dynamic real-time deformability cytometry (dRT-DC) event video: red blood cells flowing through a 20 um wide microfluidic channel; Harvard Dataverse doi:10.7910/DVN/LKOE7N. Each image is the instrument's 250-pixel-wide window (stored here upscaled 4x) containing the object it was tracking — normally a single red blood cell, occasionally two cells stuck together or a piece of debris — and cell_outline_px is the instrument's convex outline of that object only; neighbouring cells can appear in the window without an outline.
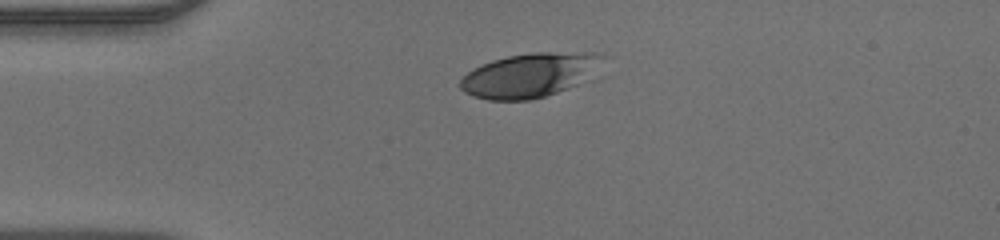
{"species": "human", "species_latin": "Homo sapiens", "temperature_condition": "warm", "stored_images_in_passage": 39, "camera_frame_rate_fps": 3000, "um_per_image_px": 0.085, "donor": {"sex": "male"}, "frame": {"image": 1, "passage_image": 1, "time_ms": 0.0, "image_size_px": [1000, 240], "cell_outline_px": [[604, 56], [576, 84], [568, 88], [532, 100], [488, 100], [472, 96], [464, 92], [460, 88], [460, 80], [472, 68], [492, 60], [508, 56], [532, 52], [604, 52]], "centroid_in_image_um": [44.9, 6.38], "position_along_channel_um": 40.1, "area_um2": 35.95}}
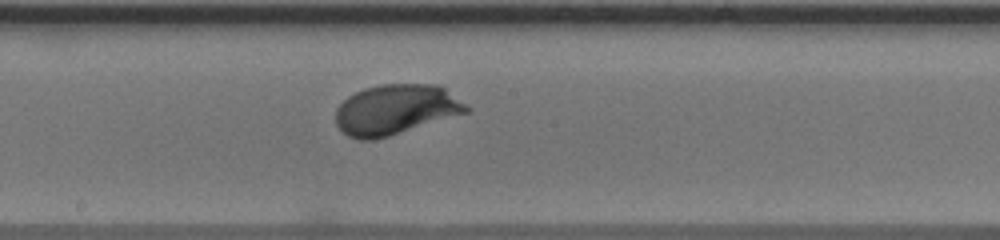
{"frame": {"image": 2, "passage_image": 16, "time_ms": 5.0, "image_size_px": [1000, 240], "cell_outline_px": [[472, 112], [388, 136], [372, 140], [360, 140], [348, 136], [336, 124], [336, 108], [348, 96], [364, 88], [380, 84], [440, 84], [472, 108]], "centroid_in_image_um": [33.69, 9.31], "position_along_channel_um": 214.5, "area_um2": 38.55}}
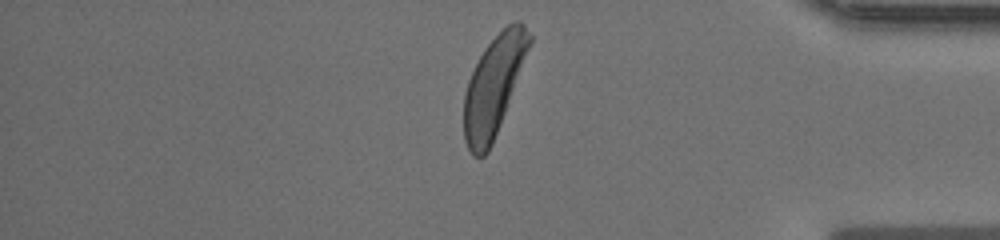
{"frame": {"image": 3, "passage_image": 31, "time_ms": 10.0, "image_size_px": [1000, 240], "cell_outline_px": [[532, 40], [492, 144], [488, 152], [484, 156], [472, 156], [464, 140], [464, 96], [468, 80], [484, 48], [508, 24], [516, 20], [520, 20], [524, 24], [532, 36]], "centroid_in_image_um": [41.94, 7.3], "position_along_channel_um": 393.3, "area_um2": 36.99}}